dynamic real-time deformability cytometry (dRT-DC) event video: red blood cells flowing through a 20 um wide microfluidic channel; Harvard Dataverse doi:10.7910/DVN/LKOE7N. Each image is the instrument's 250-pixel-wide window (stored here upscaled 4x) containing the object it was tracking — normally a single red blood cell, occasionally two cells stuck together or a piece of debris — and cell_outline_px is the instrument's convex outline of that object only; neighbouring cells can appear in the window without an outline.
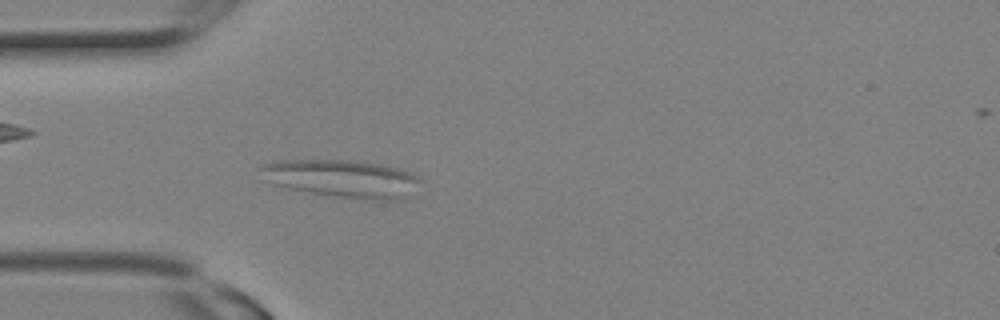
{"species": "Egyptian fruit bat (a non-hibernating species)", "species_latin": "Rousettus aegyptiacus", "temperature_condition": "room temperature", "stored_images_in_passage": 8, "camera_frame_rate_fps": 3000, "um_per_image_px": 0.085, "animal": {"sex": "female"}, "frame": {"image": 1, "passage_image": 3, "time_ms": 0.667, "image_size_px": [1000, 320], "cell_outline_px": [[420, 180], [404, 196], [388, 200], [372, 200], [336, 196], [288, 188], [272, 184], [256, 168], [260, 164], [280, 160], [352, 160], [380, 164], [400, 168], [412, 172], [420, 176]], "centroid_in_image_um": [29.01, 15.14], "position_along_channel_um": 56.0, "area_um2": 34.68}}
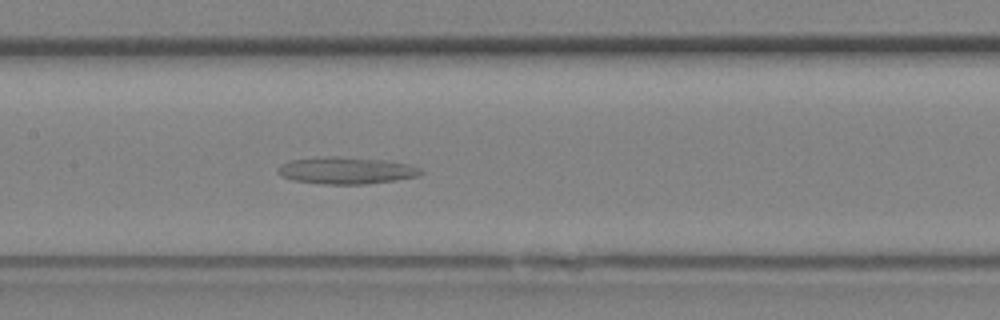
{"frame": {"image": 2, "passage_image": 8, "time_ms": 2.333, "image_size_px": [1000, 320], "cell_outline_px": [[424, 172], [420, 176], [396, 180], [364, 184], [324, 184], [292, 180], [280, 176], [276, 172], [276, 168], [280, 164], [288, 160], [324, 156], [336, 156], [384, 160], [408, 164], [424, 168]], "centroid_in_image_um": [29.41, 14.49], "position_along_channel_um": 178.0, "area_um2": 22.83}}